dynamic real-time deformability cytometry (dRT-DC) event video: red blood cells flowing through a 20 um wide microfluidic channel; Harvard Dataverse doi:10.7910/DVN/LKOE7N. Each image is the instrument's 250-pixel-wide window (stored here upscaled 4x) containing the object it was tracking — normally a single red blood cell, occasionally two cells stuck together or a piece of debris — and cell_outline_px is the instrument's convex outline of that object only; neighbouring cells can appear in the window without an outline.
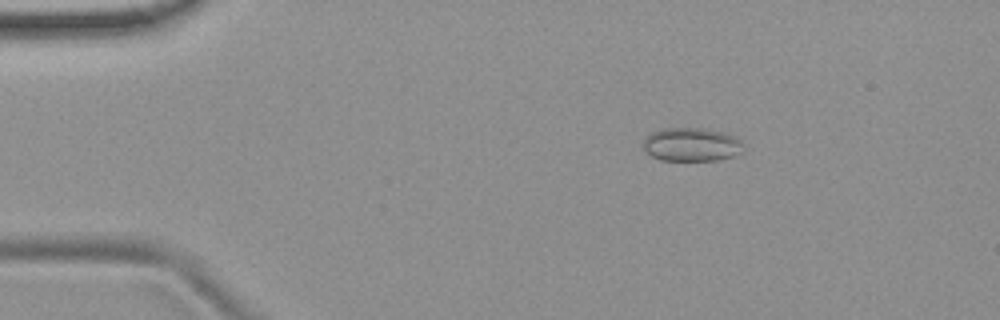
{"species": "common noctule bat (a hibernating species)", "species_latin": "Nyctalus noctula", "temperature_condition": "room temperature", "stored_images_in_passage": 52, "camera_frame_rate_fps": 3000, "um_per_image_px": 0.085, "animal": {"sex": "female", "body_mass_g": 19.9}, "frame": {"image": 1, "passage_image": 8, "time_ms": 2.333, "image_size_px": [1000, 320], "cell_outline_px": [[740, 144], [736, 156], [716, 160], [660, 160], [652, 156], [644, 148], [644, 140], [652, 132], [660, 128], [704, 128], [736, 136], [740, 140]], "centroid_in_image_um": [58.74, 12.28], "position_along_channel_um": 26.3, "area_um2": 19.25}}
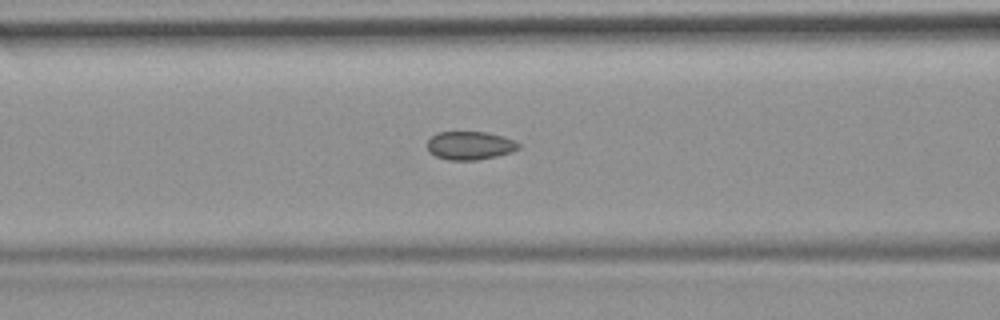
{"frame": {"image": 2, "passage_image": 21, "time_ms": 6.667, "image_size_px": [1000, 320], "cell_outline_px": [[520, 148], [512, 152], [496, 156], [476, 160], [448, 160], [436, 156], [428, 152], [428, 140], [436, 132], [484, 132], [500, 136], [512, 140], [520, 144]], "centroid_in_image_um": [39.92, 12.38], "position_along_channel_um": 126.7, "area_um2": 14.97}}
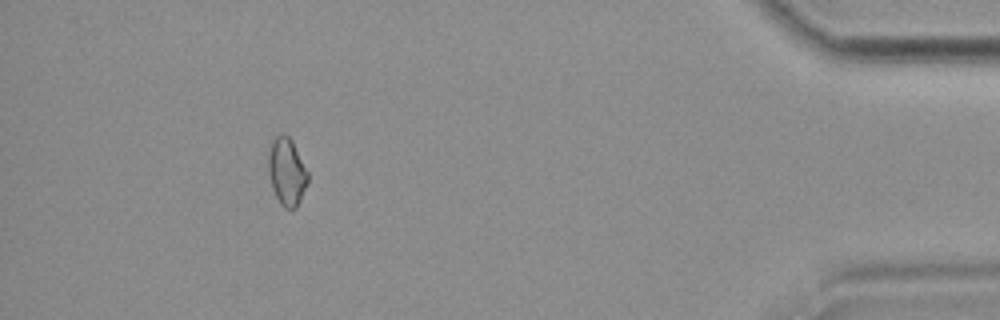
{"frame": {"image": 3, "passage_image": 48, "time_ms": 15.667, "image_size_px": [1000, 320], "cell_outline_px": [[308, 180], [300, 200], [296, 208], [284, 208], [280, 204], [272, 188], [268, 172], [268, 152], [272, 140], [280, 132], [284, 132], [292, 140], [308, 172]], "centroid_in_image_um": [24.36, 14.56], "position_along_channel_um": 410.8, "area_um2": 15.61}, "authors_computed_cell_mechanics": {"area_um2": 15.4326, "velocity_mm_per_s": 3.7793, "shape_relaxation_time_tau1_ms": null, "shape_relaxation_time_tau2_ms": 3.1922, "deformation_change_tau1": null, "deformation_change_tau2": 0.081}}